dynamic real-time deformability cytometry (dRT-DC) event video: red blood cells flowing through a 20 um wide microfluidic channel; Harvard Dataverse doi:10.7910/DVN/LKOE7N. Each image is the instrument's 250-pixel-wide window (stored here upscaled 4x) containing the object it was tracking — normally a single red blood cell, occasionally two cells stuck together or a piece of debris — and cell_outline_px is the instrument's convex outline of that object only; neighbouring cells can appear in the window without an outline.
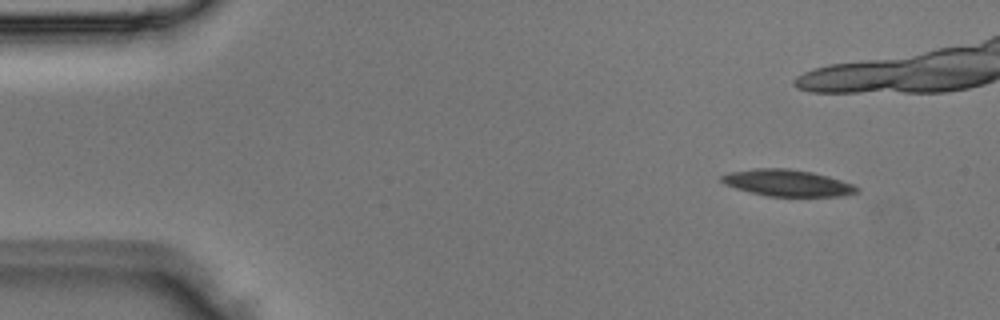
{"species": "Egyptian fruit bat (a non-hibernating species)", "species_latin": "Rousettus aegyptiacus", "temperature_condition": "room temperature", "stored_images_in_passage": 6, "camera_frame_rate_fps": 3000, "um_per_image_px": 0.085, "animal": {"sex": "male"}, "frame": {"image": 1, "passage_image": 1, "time_ms": 0.0, "image_size_px": [1000, 320], "cell_outline_px": [[860, 192], [844, 196], [768, 196], [736, 188], [724, 184], [720, 180], [720, 176], [728, 172], [756, 168], [788, 168], [812, 172], [828, 176], [852, 184], [860, 188]], "centroid_in_image_um": [66.94, 15.54], "position_along_channel_um": 18.1, "area_um2": 20.98}}